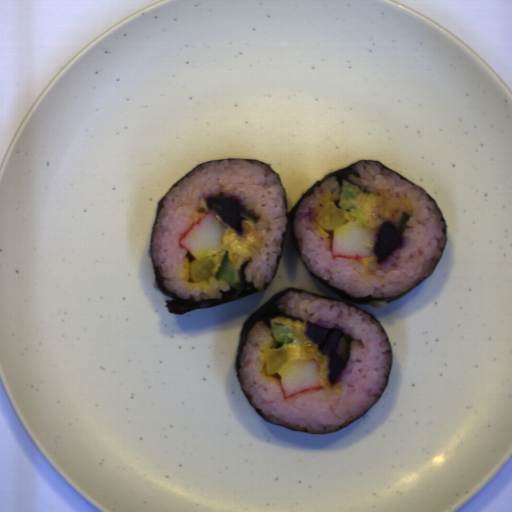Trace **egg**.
<instances>
[{"mask_svg": "<svg viewBox=\"0 0 512 512\" xmlns=\"http://www.w3.org/2000/svg\"><path fill=\"white\" fill-rule=\"evenodd\" d=\"M241 225L243 228L242 235H239L233 229L228 227L223 232L221 248L217 250L211 249L204 253L203 255H201L210 256L212 260L216 263L217 266L213 269V274L215 277H210L208 279V282H191L190 265L193 259L190 258L189 256H186L182 281L192 285L195 288L205 290L214 282L215 279H217V272L221 267L222 259L227 251L229 259L234 268L239 266L244 260L249 258L257 246L259 237L257 234L256 227L251 219L241 220Z\"/></svg>", "mask_w": 512, "mask_h": 512, "instance_id": "egg-1", "label": "egg"}, {"mask_svg": "<svg viewBox=\"0 0 512 512\" xmlns=\"http://www.w3.org/2000/svg\"><path fill=\"white\" fill-rule=\"evenodd\" d=\"M271 325L286 326L294 335V340L288 344H282L287 356V366L294 360H311L315 359L318 366V373L320 383L324 387L339 392V385L332 383L330 380V369L328 366L330 357L323 355L319 345L314 343L306 334L308 329L307 320L303 322L299 320H292V318H284L277 316L276 318L269 319Z\"/></svg>", "mask_w": 512, "mask_h": 512, "instance_id": "egg-2", "label": "egg"}, {"mask_svg": "<svg viewBox=\"0 0 512 512\" xmlns=\"http://www.w3.org/2000/svg\"><path fill=\"white\" fill-rule=\"evenodd\" d=\"M381 199V195L377 193H368L361 190V194L355 198L352 206L357 207L367 221H371L374 210L379 206Z\"/></svg>", "mask_w": 512, "mask_h": 512, "instance_id": "egg-3", "label": "egg"}]
</instances>
